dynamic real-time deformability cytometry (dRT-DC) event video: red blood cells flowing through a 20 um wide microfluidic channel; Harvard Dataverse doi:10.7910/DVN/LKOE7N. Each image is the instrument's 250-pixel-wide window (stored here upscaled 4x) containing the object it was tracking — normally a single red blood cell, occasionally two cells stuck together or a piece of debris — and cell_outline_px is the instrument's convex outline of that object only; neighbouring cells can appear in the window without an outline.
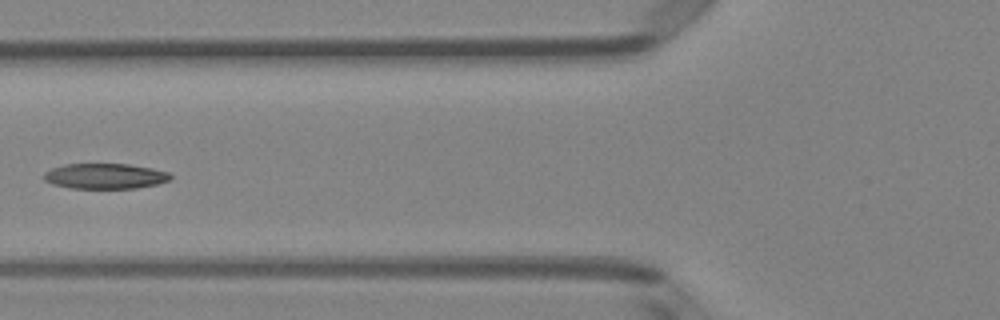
{"species": "Egyptian fruit bat (a non-hibernating species)", "species_latin": "Rousettus aegyptiacus", "temperature_condition": "room temperature", "stored_images_in_passage": 7, "camera_frame_rate_fps": 3000, "um_per_image_px": 0.085, "animal": {"sex": "female"}, "frame": {"image": 1, "passage_image": 7, "time_ms": 2.0, "image_size_px": [1000, 320], "cell_outline_px": [[172, 180], [156, 184], [136, 188], [72, 188], [52, 184], [44, 180], [44, 172], [52, 168], [64, 164], [128, 164], [152, 168], [168, 172], [172, 176]], "centroid_in_image_um": [8.94, 14.97], "position_along_channel_um": 116.9, "area_um2": 18.73}}